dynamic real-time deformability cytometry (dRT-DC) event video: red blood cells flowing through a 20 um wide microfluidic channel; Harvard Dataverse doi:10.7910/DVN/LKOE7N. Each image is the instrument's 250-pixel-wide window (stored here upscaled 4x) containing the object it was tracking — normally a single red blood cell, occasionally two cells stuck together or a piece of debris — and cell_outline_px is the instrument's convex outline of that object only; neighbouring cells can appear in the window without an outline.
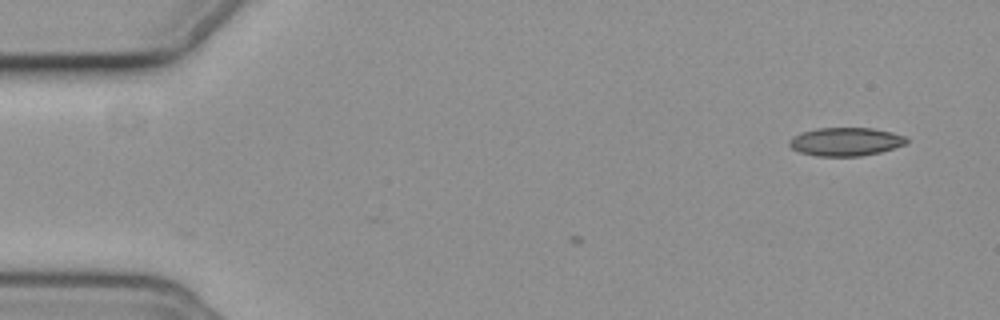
{"species": "common noctule bat (a hibernating species)", "species_latin": "Nyctalus noctula", "temperature_condition": "cold", "stored_images_in_passage": 2, "camera_frame_rate_fps": 3000, "um_per_image_px": 0.085, "animal": {"sex": "female", "body_mass_g": 19.3, "forearm_length_mm": 54.1}, "frame": {"image": 1, "passage_image": 2, "time_ms": 0.333, "image_size_px": [1000, 320], "cell_outline_px": [[908, 140], [904, 144], [880, 152], [860, 156], [816, 156], [800, 152], [792, 148], [788, 144], [788, 140], [792, 136], [800, 132], [816, 128], [872, 128], [892, 132], [904, 136]], "centroid_in_image_um": [71.82, 12.03], "position_along_channel_um": 13.2, "area_um2": 19.36}}